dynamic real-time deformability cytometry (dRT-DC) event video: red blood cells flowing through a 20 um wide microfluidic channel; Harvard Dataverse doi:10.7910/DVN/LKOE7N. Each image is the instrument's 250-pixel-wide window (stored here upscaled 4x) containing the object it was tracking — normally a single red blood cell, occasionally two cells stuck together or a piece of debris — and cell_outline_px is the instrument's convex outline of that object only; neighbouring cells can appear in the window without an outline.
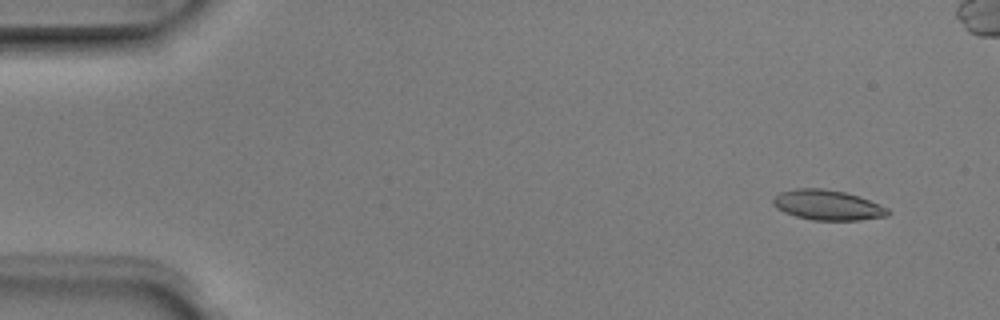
{"species": "Egyptian fruit bat (a non-hibernating species)", "species_latin": "Rousettus aegyptiacus", "temperature_condition": "room temperature", "stored_images_in_passage": 4, "camera_frame_rate_fps": 3000, "um_per_image_px": 0.085, "animal": {"sex": "male"}, "frame": {"image": 1, "passage_image": 1, "time_ms": 0.0, "image_size_px": [1000, 320], "cell_outline_px": [[892, 212], [888, 216], [860, 220], [812, 220], [796, 216], [784, 212], [776, 208], [772, 204], [772, 200], [780, 192], [796, 188], [824, 188], [844, 192], [868, 200], [888, 208]], "centroid_in_image_um": [70.33, 17.43], "position_along_channel_um": 14.7, "area_um2": 20.11}}